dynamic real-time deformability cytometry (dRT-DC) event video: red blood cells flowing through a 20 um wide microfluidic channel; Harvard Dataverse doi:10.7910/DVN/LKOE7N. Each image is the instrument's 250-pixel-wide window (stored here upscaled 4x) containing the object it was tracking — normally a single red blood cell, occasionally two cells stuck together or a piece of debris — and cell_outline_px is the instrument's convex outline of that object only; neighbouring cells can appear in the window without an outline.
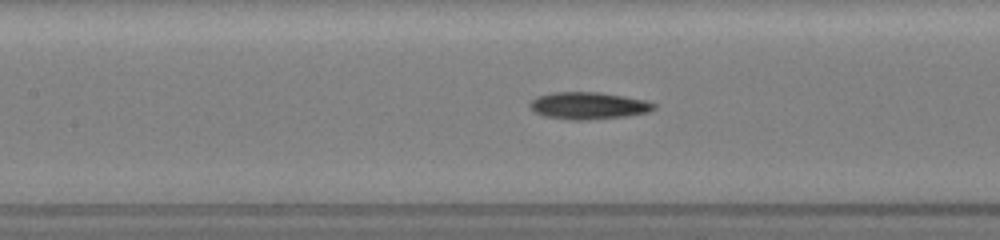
{"species": "common noctule bat (a hibernating species)", "species_latin": "Nyctalus noctula", "temperature_condition": "room temperature", "stored_images_in_passage": 29, "camera_frame_rate_fps": 3000, "um_per_image_px": 0.085, "animal": {"sex": "female", "body_mass_g": 19.5, "forearm_length_mm": 54.1}, "frame": {"image": 1, "passage_image": 9, "time_ms": 2.333, "image_size_px": [1000, 240], "cell_outline_px": [[656, 108], [648, 112], [628, 116], [588, 120], [572, 120], [544, 116], [528, 108], [528, 104], [536, 96], [552, 92], [600, 92], [648, 100], [656, 104]], "centroid_in_image_um": [50.02, 8.98], "position_along_channel_um": 157.4, "area_um2": 19.88}}
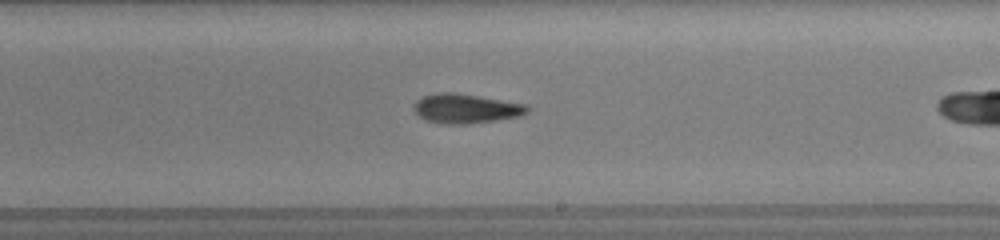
{"frame": {"image": 2, "passage_image": 17, "time_ms": 4.667, "image_size_px": [1000, 240], "cell_outline_px": [[532, 108], [528, 112], [520, 116], [496, 120], [468, 124], [448, 124], [424, 120], [412, 108], [412, 104], [416, 100], [424, 96], [436, 92], [456, 92], [528, 104]], "centroid_in_image_um": [39.61, 9.21], "position_along_channel_um": 249.4, "area_um2": 19.77}}
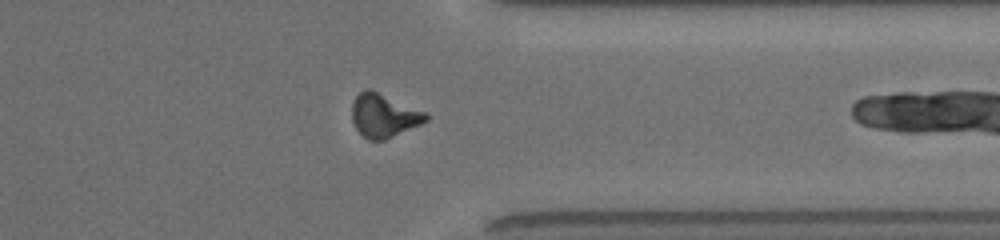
{"frame": {"image": 3, "passage_image": 28, "time_ms": 8.0, "image_size_px": [1000, 240], "cell_outline_px": [[428, 120], [420, 124], [384, 140], [368, 140], [356, 128], [352, 120], [352, 100], [364, 88], [372, 88], [428, 112]], "centroid_in_image_um": [32.63, 9.77], "position_along_channel_um": 378.8, "area_um2": 19.07}}